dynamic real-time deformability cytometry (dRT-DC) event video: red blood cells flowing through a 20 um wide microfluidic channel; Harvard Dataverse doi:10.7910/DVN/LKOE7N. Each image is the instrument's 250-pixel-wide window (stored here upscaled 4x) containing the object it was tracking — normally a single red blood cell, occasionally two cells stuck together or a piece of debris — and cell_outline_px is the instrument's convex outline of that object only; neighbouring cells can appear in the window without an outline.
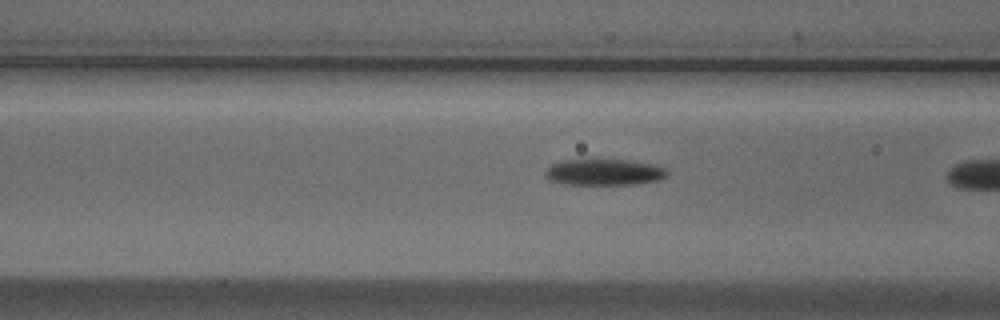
{"species": "Egyptian fruit bat (a non-hibernating species)", "species_latin": "Rousettus aegyptiacus", "temperature_condition": "cold", "stored_images_in_passage": 8, "camera_frame_rate_fps": 3000, "um_per_image_px": 0.085, "animal": {"sex": "male"}, "frame": {"image": 1, "passage_image": 7, "time_ms": 2.0, "image_size_px": [1000, 320], "cell_outline_px": [[668, 176], [660, 180], [636, 184], [564, 184], [548, 180], [544, 176], [544, 172], [552, 164], [564, 160], [632, 160], [656, 164], [664, 168], [668, 172]], "centroid_in_image_um": [51.38, 14.64], "position_along_channel_um": 115.2, "area_um2": 18.79}}